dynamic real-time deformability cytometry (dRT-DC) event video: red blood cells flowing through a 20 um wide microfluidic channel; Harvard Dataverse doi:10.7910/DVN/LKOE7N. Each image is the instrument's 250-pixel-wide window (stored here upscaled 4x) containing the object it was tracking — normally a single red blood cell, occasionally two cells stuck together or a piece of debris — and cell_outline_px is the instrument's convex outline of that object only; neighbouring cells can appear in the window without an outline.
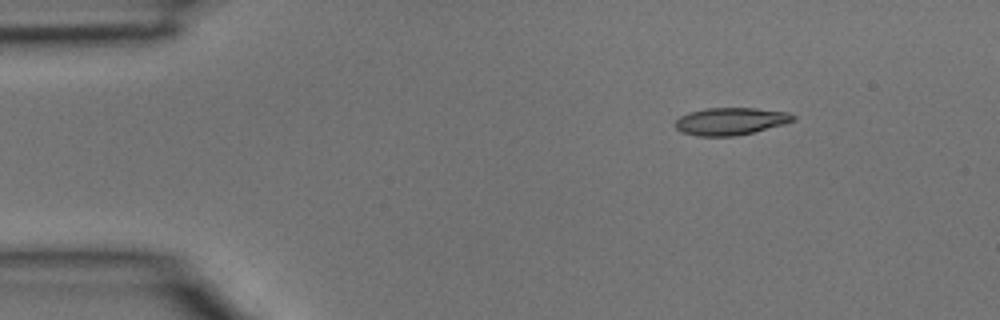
{"species": "common noctule bat (a hibernating species)", "species_latin": "Nyctalus noctula", "temperature_condition": "room temperature", "stored_images_in_passage": 3, "camera_frame_rate_fps": 3000, "um_per_image_px": 0.085, "animal": {"sex": "male", "body_mass_g": 15.6}, "frame": {"image": 1, "passage_image": 1, "time_ms": 0.0, "image_size_px": [1000, 320], "cell_outline_px": [[796, 120], [784, 124], [736, 136], [696, 136], [680, 132], [676, 128], [676, 120], [680, 116], [688, 112], [704, 108], [756, 108], [788, 112], [796, 116]], "centroid_in_image_um": [62.09, 10.3], "position_along_channel_um": 22.9, "area_um2": 18.9}}
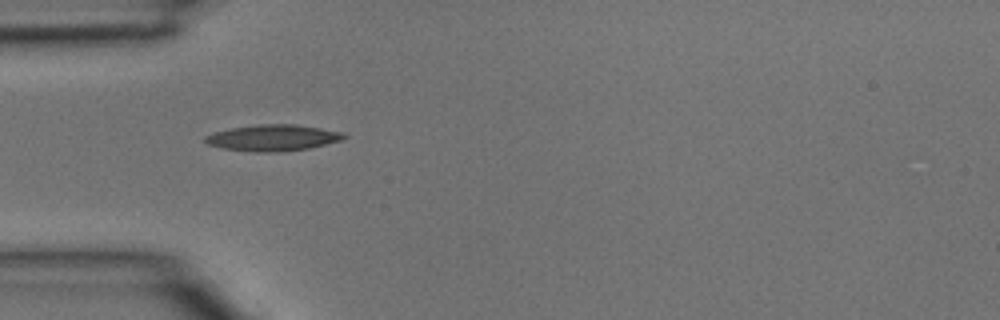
{"frame": {"image": 2, "passage_image": 3, "time_ms": 0.667, "image_size_px": [1000, 320], "cell_outline_px": [[348, 136], [344, 140], [308, 148], [280, 152], [256, 152], [220, 148], [208, 144], [204, 140], [204, 136], [216, 132], [232, 128], [260, 124], [296, 124], [344, 132]], "centroid_in_image_um": [23.24, 11.71], "position_along_channel_um": 61.8, "area_um2": 21.27}}